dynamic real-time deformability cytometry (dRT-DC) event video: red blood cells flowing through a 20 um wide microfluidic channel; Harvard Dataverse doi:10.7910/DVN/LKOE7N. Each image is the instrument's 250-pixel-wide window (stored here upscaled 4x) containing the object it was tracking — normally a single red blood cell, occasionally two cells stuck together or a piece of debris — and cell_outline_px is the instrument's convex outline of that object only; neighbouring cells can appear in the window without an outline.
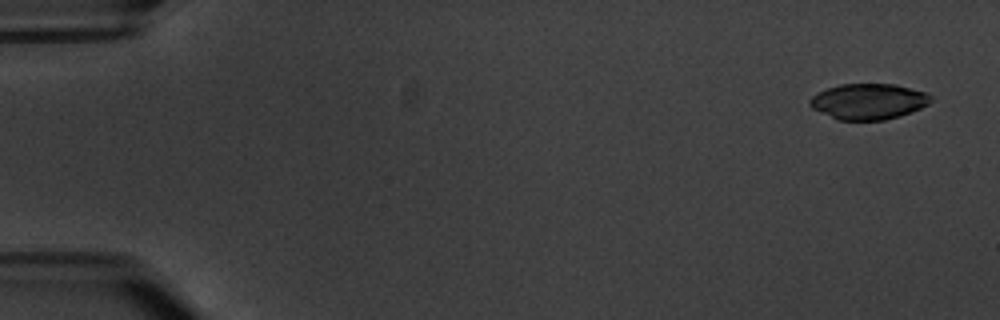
{"species": "common noctule bat (a hibernating species)", "species_latin": "Nyctalus noctula", "temperature_condition": "warm", "stored_images_in_passage": 6, "camera_frame_rate_fps": 3000, "um_per_image_px": 0.085, "animal": {"sex": "male", "body_mass_g": 20.1, "forearm_length_mm": 53.5}, "frame": {"image": 1, "passage_image": 1, "time_ms": 0.0, "image_size_px": [1000, 320], "cell_outline_px": [[932, 100], [928, 104], [912, 112], [900, 116], [884, 120], [836, 120], [812, 108], [808, 104], [808, 100], [816, 92], [840, 84], [896, 84], [924, 92], [932, 96]], "centroid_in_image_um": [73.79, 8.63], "position_along_channel_um": 11.2, "area_um2": 25.37}}